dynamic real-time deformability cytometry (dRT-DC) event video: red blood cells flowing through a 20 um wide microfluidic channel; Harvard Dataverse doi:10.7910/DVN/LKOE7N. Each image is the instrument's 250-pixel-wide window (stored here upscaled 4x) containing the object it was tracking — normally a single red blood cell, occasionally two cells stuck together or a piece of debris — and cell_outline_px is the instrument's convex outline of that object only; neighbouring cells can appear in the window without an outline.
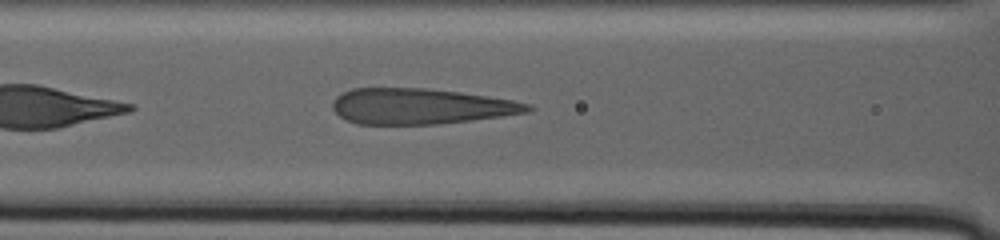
{"species": "human", "species_latin": "Homo sapiens", "temperature_condition": "warm", "stored_images_in_passage": 54, "camera_frame_rate_fps": 3000, "um_per_image_px": 0.085, "donor": {"sex": "male"}, "frame": {"image": 1, "passage_image": 10, "time_ms": 3.0, "image_size_px": [1000, 240], "cell_outline_px": [[536, 108], [528, 112], [500, 116], [436, 124], [356, 124], [344, 120], [332, 108], [332, 100], [336, 96], [352, 88], [424, 88], [460, 92], [512, 100], [532, 104]], "centroid_in_image_um": [35.71, 9.03], "position_along_channel_um": 130.9, "area_um2": 40.52}}
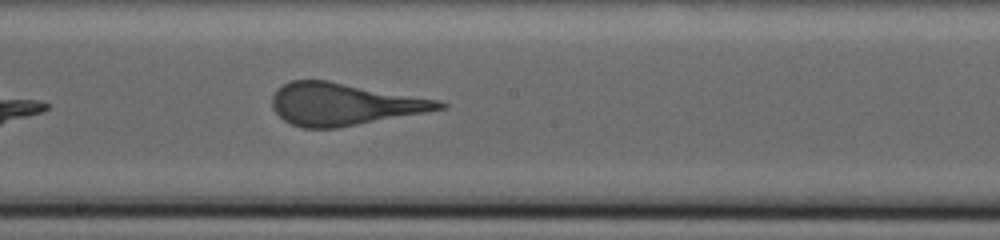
{"frame": {"image": 2, "passage_image": 22, "time_ms": 7.0, "image_size_px": [1000, 240], "cell_outline_px": [[448, 108], [336, 128], [300, 128], [284, 120], [272, 108], [272, 96], [276, 88], [288, 80], [328, 80], [440, 100], [448, 104]], "centroid_in_image_um": [29.22, 8.84], "position_along_channel_um": 219.0, "area_um2": 41.21}}
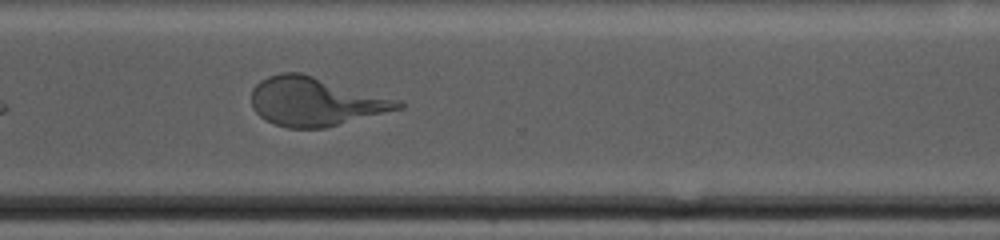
{"frame": {"image": 3, "passage_image": 39, "time_ms": 12.667, "image_size_px": [1000, 240], "cell_outline_px": [[404, 108], [324, 128], [288, 128], [276, 124], [260, 116], [252, 108], [252, 88], [260, 80], [268, 76], [280, 72], [300, 72], [400, 100], [404, 104]], "centroid_in_image_um": [26.8, 8.62], "position_along_channel_um": 343.8, "area_um2": 41.5}}